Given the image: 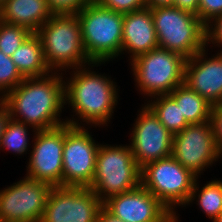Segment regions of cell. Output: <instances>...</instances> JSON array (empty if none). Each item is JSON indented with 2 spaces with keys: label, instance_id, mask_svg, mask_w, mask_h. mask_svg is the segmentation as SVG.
I'll return each mask as SVG.
<instances>
[{
  "label": "cell",
  "instance_id": "6da1fadb",
  "mask_svg": "<svg viewBox=\"0 0 222 222\" xmlns=\"http://www.w3.org/2000/svg\"><path fill=\"white\" fill-rule=\"evenodd\" d=\"M59 74L62 75L52 72L43 77L24 78L16 88L1 98L11 118L29 125L35 133L66 124V120L59 119L61 109L65 108V80Z\"/></svg>",
  "mask_w": 222,
  "mask_h": 222
},
{
  "label": "cell",
  "instance_id": "d590c367",
  "mask_svg": "<svg viewBox=\"0 0 222 222\" xmlns=\"http://www.w3.org/2000/svg\"><path fill=\"white\" fill-rule=\"evenodd\" d=\"M6 0H0V6L2 5L3 2H5Z\"/></svg>",
  "mask_w": 222,
  "mask_h": 222
},
{
  "label": "cell",
  "instance_id": "7a4b0ae2",
  "mask_svg": "<svg viewBox=\"0 0 222 222\" xmlns=\"http://www.w3.org/2000/svg\"><path fill=\"white\" fill-rule=\"evenodd\" d=\"M85 67L73 69V77L64 82V105L72 106L73 112L86 124L104 126L110 122L118 103L117 85L109 76L107 78Z\"/></svg>",
  "mask_w": 222,
  "mask_h": 222
},
{
  "label": "cell",
  "instance_id": "5bb4252c",
  "mask_svg": "<svg viewBox=\"0 0 222 222\" xmlns=\"http://www.w3.org/2000/svg\"><path fill=\"white\" fill-rule=\"evenodd\" d=\"M141 110L132 128L130 148L142 168L149 162L171 156L173 134L147 105Z\"/></svg>",
  "mask_w": 222,
  "mask_h": 222
},
{
  "label": "cell",
  "instance_id": "836d02e7",
  "mask_svg": "<svg viewBox=\"0 0 222 222\" xmlns=\"http://www.w3.org/2000/svg\"><path fill=\"white\" fill-rule=\"evenodd\" d=\"M146 7L173 6L174 0H145Z\"/></svg>",
  "mask_w": 222,
  "mask_h": 222
},
{
  "label": "cell",
  "instance_id": "e575fe53",
  "mask_svg": "<svg viewBox=\"0 0 222 222\" xmlns=\"http://www.w3.org/2000/svg\"><path fill=\"white\" fill-rule=\"evenodd\" d=\"M213 222H222V212L218 215V217Z\"/></svg>",
  "mask_w": 222,
  "mask_h": 222
},
{
  "label": "cell",
  "instance_id": "d6986e66",
  "mask_svg": "<svg viewBox=\"0 0 222 222\" xmlns=\"http://www.w3.org/2000/svg\"><path fill=\"white\" fill-rule=\"evenodd\" d=\"M12 61L24 78L43 77L50 73L36 33H31L19 48L12 54Z\"/></svg>",
  "mask_w": 222,
  "mask_h": 222
},
{
  "label": "cell",
  "instance_id": "7402d4cb",
  "mask_svg": "<svg viewBox=\"0 0 222 222\" xmlns=\"http://www.w3.org/2000/svg\"><path fill=\"white\" fill-rule=\"evenodd\" d=\"M197 183L196 179L187 205L197 199L195 197H198L196 202H198L199 208L214 221L222 212V180L209 181L201 190L198 189Z\"/></svg>",
  "mask_w": 222,
  "mask_h": 222
},
{
  "label": "cell",
  "instance_id": "603a6c76",
  "mask_svg": "<svg viewBox=\"0 0 222 222\" xmlns=\"http://www.w3.org/2000/svg\"><path fill=\"white\" fill-rule=\"evenodd\" d=\"M28 127L25 123L10 118L1 138L0 147L4 150L9 149L15 154L23 155L28 151V147L30 146L27 137V134L29 135V133H27Z\"/></svg>",
  "mask_w": 222,
  "mask_h": 222
},
{
  "label": "cell",
  "instance_id": "7c38bea8",
  "mask_svg": "<svg viewBox=\"0 0 222 222\" xmlns=\"http://www.w3.org/2000/svg\"><path fill=\"white\" fill-rule=\"evenodd\" d=\"M171 156L197 177L222 157L210 121L189 124L182 131L173 134Z\"/></svg>",
  "mask_w": 222,
  "mask_h": 222
},
{
  "label": "cell",
  "instance_id": "ffe728a7",
  "mask_svg": "<svg viewBox=\"0 0 222 222\" xmlns=\"http://www.w3.org/2000/svg\"><path fill=\"white\" fill-rule=\"evenodd\" d=\"M169 95L180 106V111L189 124H199L210 120L212 104L185 83L176 87Z\"/></svg>",
  "mask_w": 222,
  "mask_h": 222
},
{
  "label": "cell",
  "instance_id": "52a82bcc",
  "mask_svg": "<svg viewBox=\"0 0 222 222\" xmlns=\"http://www.w3.org/2000/svg\"><path fill=\"white\" fill-rule=\"evenodd\" d=\"M186 58L178 53L156 48L131 60L137 87L146 96L171 93L184 84Z\"/></svg>",
  "mask_w": 222,
  "mask_h": 222
},
{
  "label": "cell",
  "instance_id": "8fae6325",
  "mask_svg": "<svg viewBox=\"0 0 222 222\" xmlns=\"http://www.w3.org/2000/svg\"><path fill=\"white\" fill-rule=\"evenodd\" d=\"M103 202L89 188L52 187L40 222H96Z\"/></svg>",
  "mask_w": 222,
  "mask_h": 222
},
{
  "label": "cell",
  "instance_id": "4fadbf2b",
  "mask_svg": "<svg viewBox=\"0 0 222 222\" xmlns=\"http://www.w3.org/2000/svg\"><path fill=\"white\" fill-rule=\"evenodd\" d=\"M34 135L26 176L52 187L62 186L64 124Z\"/></svg>",
  "mask_w": 222,
  "mask_h": 222
},
{
  "label": "cell",
  "instance_id": "30bf717a",
  "mask_svg": "<svg viewBox=\"0 0 222 222\" xmlns=\"http://www.w3.org/2000/svg\"><path fill=\"white\" fill-rule=\"evenodd\" d=\"M52 186L25 176L0 191V222H40Z\"/></svg>",
  "mask_w": 222,
  "mask_h": 222
},
{
  "label": "cell",
  "instance_id": "1f68e13d",
  "mask_svg": "<svg viewBox=\"0 0 222 222\" xmlns=\"http://www.w3.org/2000/svg\"><path fill=\"white\" fill-rule=\"evenodd\" d=\"M10 118L11 116L8 107L0 100V143Z\"/></svg>",
  "mask_w": 222,
  "mask_h": 222
},
{
  "label": "cell",
  "instance_id": "5b68a950",
  "mask_svg": "<svg viewBox=\"0 0 222 222\" xmlns=\"http://www.w3.org/2000/svg\"><path fill=\"white\" fill-rule=\"evenodd\" d=\"M151 12L159 48L189 59L207 47L206 25L197 15L175 6L152 7Z\"/></svg>",
  "mask_w": 222,
  "mask_h": 222
},
{
  "label": "cell",
  "instance_id": "cb8c5ba5",
  "mask_svg": "<svg viewBox=\"0 0 222 222\" xmlns=\"http://www.w3.org/2000/svg\"><path fill=\"white\" fill-rule=\"evenodd\" d=\"M31 33L25 27L7 24L0 20V51L11 57Z\"/></svg>",
  "mask_w": 222,
  "mask_h": 222
},
{
  "label": "cell",
  "instance_id": "d6a6232c",
  "mask_svg": "<svg viewBox=\"0 0 222 222\" xmlns=\"http://www.w3.org/2000/svg\"><path fill=\"white\" fill-rule=\"evenodd\" d=\"M96 222H124L122 219L115 217L109 213L104 207L101 208L97 216Z\"/></svg>",
  "mask_w": 222,
  "mask_h": 222
},
{
  "label": "cell",
  "instance_id": "9c48e42d",
  "mask_svg": "<svg viewBox=\"0 0 222 222\" xmlns=\"http://www.w3.org/2000/svg\"><path fill=\"white\" fill-rule=\"evenodd\" d=\"M64 124L62 186L89 188L96 168L99 144L79 120Z\"/></svg>",
  "mask_w": 222,
  "mask_h": 222
},
{
  "label": "cell",
  "instance_id": "e0dca14e",
  "mask_svg": "<svg viewBox=\"0 0 222 222\" xmlns=\"http://www.w3.org/2000/svg\"><path fill=\"white\" fill-rule=\"evenodd\" d=\"M158 48V40L151 8L142 9L123 14V51L130 53V60L143 53Z\"/></svg>",
  "mask_w": 222,
  "mask_h": 222
},
{
  "label": "cell",
  "instance_id": "f1b7e54d",
  "mask_svg": "<svg viewBox=\"0 0 222 222\" xmlns=\"http://www.w3.org/2000/svg\"><path fill=\"white\" fill-rule=\"evenodd\" d=\"M209 121L216 145L220 155H222V107L219 105H212Z\"/></svg>",
  "mask_w": 222,
  "mask_h": 222
},
{
  "label": "cell",
  "instance_id": "277c9868",
  "mask_svg": "<svg viewBox=\"0 0 222 222\" xmlns=\"http://www.w3.org/2000/svg\"><path fill=\"white\" fill-rule=\"evenodd\" d=\"M84 50L91 62L105 63L120 55L123 14L92 0L77 13Z\"/></svg>",
  "mask_w": 222,
  "mask_h": 222
},
{
  "label": "cell",
  "instance_id": "f546056e",
  "mask_svg": "<svg viewBox=\"0 0 222 222\" xmlns=\"http://www.w3.org/2000/svg\"><path fill=\"white\" fill-rule=\"evenodd\" d=\"M205 30L207 45H210L212 42L214 45L217 43L218 46H222V14L214 17L210 22H208V24H206Z\"/></svg>",
  "mask_w": 222,
  "mask_h": 222
},
{
  "label": "cell",
  "instance_id": "4dcf8cb0",
  "mask_svg": "<svg viewBox=\"0 0 222 222\" xmlns=\"http://www.w3.org/2000/svg\"><path fill=\"white\" fill-rule=\"evenodd\" d=\"M173 6L198 16L199 0H174Z\"/></svg>",
  "mask_w": 222,
  "mask_h": 222
},
{
  "label": "cell",
  "instance_id": "83f0119b",
  "mask_svg": "<svg viewBox=\"0 0 222 222\" xmlns=\"http://www.w3.org/2000/svg\"><path fill=\"white\" fill-rule=\"evenodd\" d=\"M222 14V0H199L198 17L206 25Z\"/></svg>",
  "mask_w": 222,
  "mask_h": 222
},
{
  "label": "cell",
  "instance_id": "ac0fdd59",
  "mask_svg": "<svg viewBox=\"0 0 222 222\" xmlns=\"http://www.w3.org/2000/svg\"><path fill=\"white\" fill-rule=\"evenodd\" d=\"M53 15L48 0H6L0 6L2 22L25 27L32 33Z\"/></svg>",
  "mask_w": 222,
  "mask_h": 222
},
{
  "label": "cell",
  "instance_id": "d4e9b609",
  "mask_svg": "<svg viewBox=\"0 0 222 222\" xmlns=\"http://www.w3.org/2000/svg\"><path fill=\"white\" fill-rule=\"evenodd\" d=\"M23 80L24 77L18 71L11 57L0 51V92L2 91L0 99L16 88Z\"/></svg>",
  "mask_w": 222,
  "mask_h": 222
},
{
  "label": "cell",
  "instance_id": "ba28073f",
  "mask_svg": "<svg viewBox=\"0 0 222 222\" xmlns=\"http://www.w3.org/2000/svg\"><path fill=\"white\" fill-rule=\"evenodd\" d=\"M197 178L172 156L141 168V185L175 216V222L178 221L175 206H186Z\"/></svg>",
  "mask_w": 222,
  "mask_h": 222
},
{
  "label": "cell",
  "instance_id": "44dd1931",
  "mask_svg": "<svg viewBox=\"0 0 222 222\" xmlns=\"http://www.w3.org/2000/svg\"><path fill=\"white\" fill-rule=\"evenodd\" d=\"M153 98H156V100H151L146 105L172 134L182 131L189 125L180 111V106L177 105L176 101L169 94L157 95Z\"/></svg>",
  "mask_w": 222,
  "mask_h": 222
},
{
  "label": "cell",
  "instance_id": "9a60e30c",
  "mask_svg": "<svg viewBox=\"0 0 222 222\" xmlns=\"http://www.w3.org/2000/svg\"><path fill=\"white\" fill-rule=\"evenodd\" d=\"M103 207L124 222H175V216L142 185L108 198Z\"/></svg>",
  "mask_w": 222,
  "mask_h": 222
},
{
  "label": "cell",
  "instance_id": "4316f807",
  "mask_svg": "<svg viewBox=\"0 0 222 222\" xmlns=\"http://www.w3.org/2000/svg\"><path fill=\"white\" fill-rule=\"evenodd\" d=\"M92 0H48L54 14H77Z\"/></svg>",
  "mask_w": 222,
  "mask_h": 222
},
{
  "label": "cell",
  "instance_id": "484cf974",
  "mask_svg": "<svg viewBox=\"0 0 222 222\" xmlns=\"http://www.w3.org/2000/svg\"><path fill=\"white\" fill-rule=\"evenodd\" d=\"M102 7L117 13L127 14L146 7L145 0H94Z\"/></svg>",
  "mask_w": 222,
  "mask_h": 222
},
{
  "label": "cell",
  "instance_id": "8992f818",
  "mask_svg": "<svg viewBox=\"0 0 222 222\" xmlns=\"http://www.w3.org/2000/svg\"><path fill=\"white\" fill-rule=\"evenodd\" d=\"M140 185L141 167L134 159L130 146L100 144L95 174L89 189L104 202Z\"/></svg>",
  "mask_w": 222,
  "mask_h": 222
},
{
  "label": "cell",
  "instance_id": "2e32d148",
  "mask_svg": "<svg viewBox=\"0 0 222 222\" xmlns=\"http://www.w3.org/2000/svg\"><path fill=\"white\" fill-rule=\"evenodd\" d=\"M205 49L186 60L184 83L212 105H218L222 101V52L208 59Z\"/></svg>",
  "mask_w": 222,
  "mask_h": 222
},
{
  "label": "cell",
  "instance_id": "3957f363",
  "mask_svg": "<svg viewBox=\"0 0 222 222\" xmlns=\"http://www.w3.org/2000/svg\"><path fill=\"white\" fill-rule=\"evenodd\" d=\"M41 40L45 62L51 72L98 66L91 62L84 50L81 26L77 14H54L37 31ZM59 69V70H58ZM54 70V71H53Z\"/></svg>",
  "mask_w": 222,
  "mask_h": 222
}]
</instances>
